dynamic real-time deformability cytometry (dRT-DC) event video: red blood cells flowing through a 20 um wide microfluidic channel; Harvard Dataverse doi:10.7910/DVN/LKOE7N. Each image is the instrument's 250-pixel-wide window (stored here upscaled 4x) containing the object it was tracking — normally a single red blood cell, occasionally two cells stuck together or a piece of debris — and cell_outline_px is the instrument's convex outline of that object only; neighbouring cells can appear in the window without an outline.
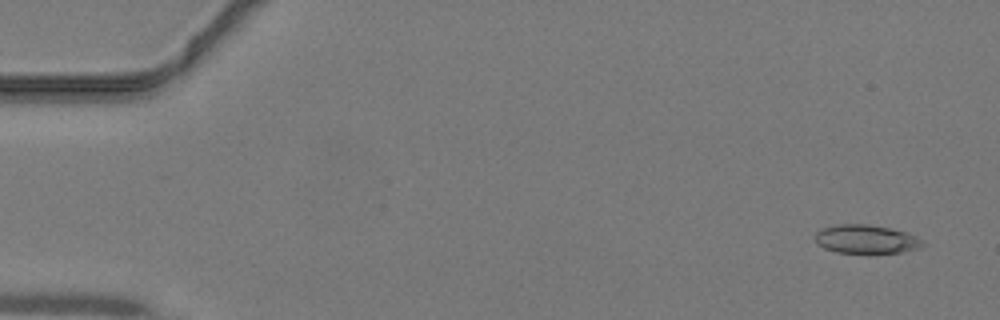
{"species": "common noctule bat (a hibernating species)", "species_latin": "Nyctalus noctula", "temperature_condition": "warm", "stored_images_in_passage": 45, "camera_frame_rate_fps": 3000, "um_per_image_px": 0.085, "animal": {"sex": "male", "body_mass_g": 19.2, "forearm_length_mm": 51.8}, "frame": {"image": 1, "passage_image": 3, "time_ms": 0.667, "image_size_px": [1000, 320], "cell_outline_px": [[924, 244], [920, 248], [900, 252], [868, 256], [836, 252], [824, 248], [816, 244], [816, 232], [820, 228], [836, 224], [868, 224], [908, 232], [916, 236]], "centroid_in_image_um": [73.59, 20.37], "position_along_channel_um": 11.4, "area_um2": 18.73}}